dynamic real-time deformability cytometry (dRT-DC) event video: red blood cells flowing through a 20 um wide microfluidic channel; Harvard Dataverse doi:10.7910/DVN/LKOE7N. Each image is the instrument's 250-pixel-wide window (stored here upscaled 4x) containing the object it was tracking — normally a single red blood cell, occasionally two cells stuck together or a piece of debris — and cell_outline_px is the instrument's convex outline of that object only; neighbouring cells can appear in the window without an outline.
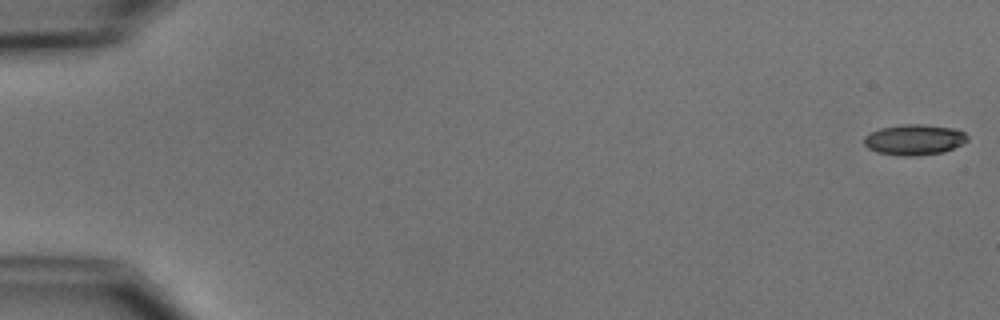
{"species": "common noctule bat (a hibernating species)", "species_latin": "Nyctalus noctula", "temperature_condition": "cold", "stored_images_in_passage": 54, "camera_frame_rate_fps": 3000, "um_per_image_px": 0.085, "animal": {"sex": "male", "body_mass_g": 15.6}, "frame": {"image": 1, "passage_image": 1, "time_ms": 0.0, "image_size_px": [1000, 320], "cell_outline_px": [[968, 140], [964, 144], [944, 152], [916, 156], [900, 156], [876, 152], [868, 148], [864, 144], [864, 136], [880, 128], [904, 124], [920, 124], [952, 128], [964, 132], [968, 136]], "centroid_in_image_um": [77.73, 11.89], "position_along_channel_um": 7.3, "area_um2": 18.55}}
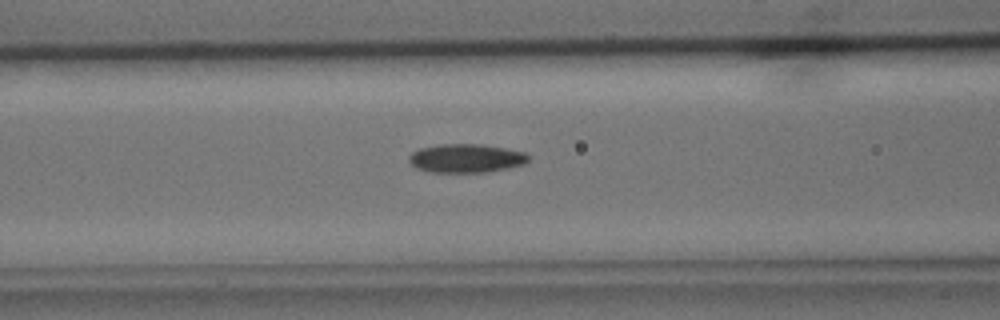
{"frame": {"image": 2, "passage_image": 23, "time_ms": 7.333, "image_size_px": [1000, 320], "cell_outline_px": [[528, 160], [524, 164], [508, 168], [488, 172], [432, 172], [416, 168], [408, 160], [408, 156], [412, 152], [420, 148], [440, 144], [480, 144], [504, 148], [524, 152], [528, 156]], "centroid_in_image_um": [39.59, 13.45], "position_along_channel_um": 127.0, "area_um2": 19.88}}
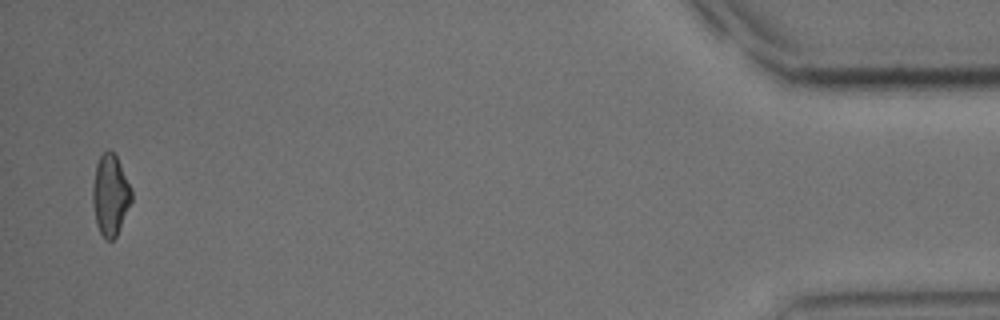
{"frame": {"image": 3, "passage_image": 53, "time_ms": 17.333, "image_size_px": [1000, 320], "cell_outline_px": [[132, 200], [120, 228], [116, 236], [112, 240], [104, 240], [96, 224], [92, 200], [92, 188], [96, 164], [100, 156], [108, 148], [116, 156], [132, 188]], "centroid_in_image_um": [9.38, 16.59], "position_along_channel_um": 425.8, "area_um2": 18.38}, "authors_computed_cell_mechanics": {"area_um2": 18.7561, "velocity_mm_per_s": 3.7723, "shape_relaxation_time_tau1_ms": 4.7487, "shape_relaxation_time_tau2_ms": 5.6303, "deformation_change_tau1": 0.14, "deformation_change_tau2": 0.1358}}